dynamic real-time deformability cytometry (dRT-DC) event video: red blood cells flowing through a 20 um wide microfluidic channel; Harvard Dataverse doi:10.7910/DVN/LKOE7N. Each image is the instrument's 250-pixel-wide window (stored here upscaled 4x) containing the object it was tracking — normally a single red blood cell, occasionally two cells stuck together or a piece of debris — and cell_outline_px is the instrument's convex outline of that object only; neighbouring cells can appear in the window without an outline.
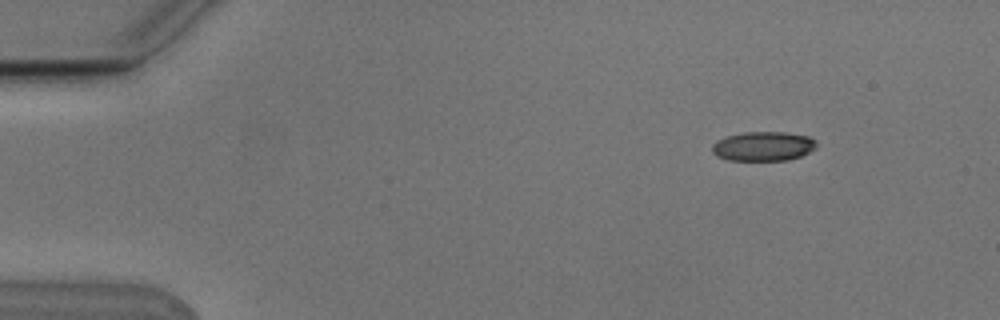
{"species": "Egyptian fruit bat (a non-hibernating species)", "species_latin": "Rousettus aegyptiacus", "temperature_condition": "cold", "stored_images_in_passage": 4, "camera_frame_rate_fps": 3000, "um_per_image_px": 0.085, "animal": {"sex": "male"}, "frame": {"image": 1, "passage_image": 1, "time_ms": 0.0, "image_size_px": [1000, 320], "cell_outline_px": [[816, 148], [800, 156], [788, 160], [728, 160], [716, 156], [712, 152], [712, 144], [716, 140], [728, 136], [744, 132], [784, 132], [808, 136], [816, 140]], "centroid_in_image_um": [64.86, 12.43], "position_along_channel_um": 20.1, "area_um2": 17.86}}
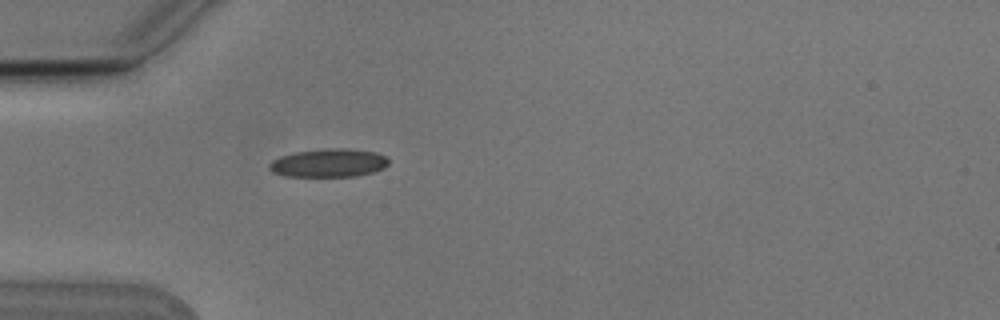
{"frame": {"image": 2, "passage_image": 4, "time_ms": 1.0, "image_size_px": [1000, 320], "cell_outline_px": [[388, 164], [384, 168], [372, 172], [356, 176], [284, 176], [272, 172], [268, 168], [268, 164], [272, 160], [280, 156], [296, 152], [328, 148], [344, 148], [376, 152], [384, 156], [388, 160]], "centroid_in_image_um": [27.91, 13.85], "position_along_channel_um": 57.1, "area_um2": 19.65}}